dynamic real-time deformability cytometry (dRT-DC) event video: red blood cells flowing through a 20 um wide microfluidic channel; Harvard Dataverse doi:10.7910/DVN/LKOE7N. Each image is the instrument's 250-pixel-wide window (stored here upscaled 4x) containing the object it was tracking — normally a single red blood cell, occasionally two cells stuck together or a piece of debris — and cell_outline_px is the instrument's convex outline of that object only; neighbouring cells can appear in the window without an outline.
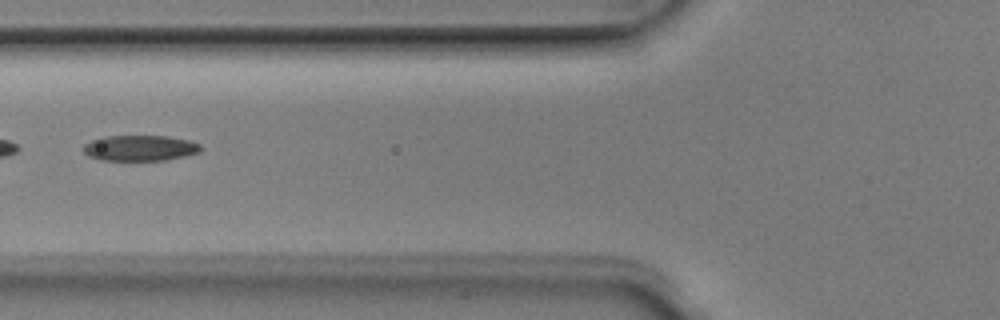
{"species": "Egyptian fruit bat (a non-hibernating species)", "species_latin": "Rousettus aegyptiacus", "temperature_condition": "room temperature", "stored_images_in_passage": 6, "segment_of_instrument_passage": [2, 2], "camera_frame_rate_fps": 3000, "um_per_image_px": 0.085, "animal": {"sex": "male"}, "frame": {"image": 1, "passage_image": 6, "time_ms": 1.667, "image_size_px": [1000, 320], "cell_outline_px": [[200, 152], [168, 160], [100, 160], [88, 156], [80, 148], [84, 144], [92, 140], [104, 136], [168, 136], [188, 140], [200, 144]], "centroid_in_image_um": [11.86, 12.58], "position_along_channel_um": 113.9, "area_um2": 17.63}}